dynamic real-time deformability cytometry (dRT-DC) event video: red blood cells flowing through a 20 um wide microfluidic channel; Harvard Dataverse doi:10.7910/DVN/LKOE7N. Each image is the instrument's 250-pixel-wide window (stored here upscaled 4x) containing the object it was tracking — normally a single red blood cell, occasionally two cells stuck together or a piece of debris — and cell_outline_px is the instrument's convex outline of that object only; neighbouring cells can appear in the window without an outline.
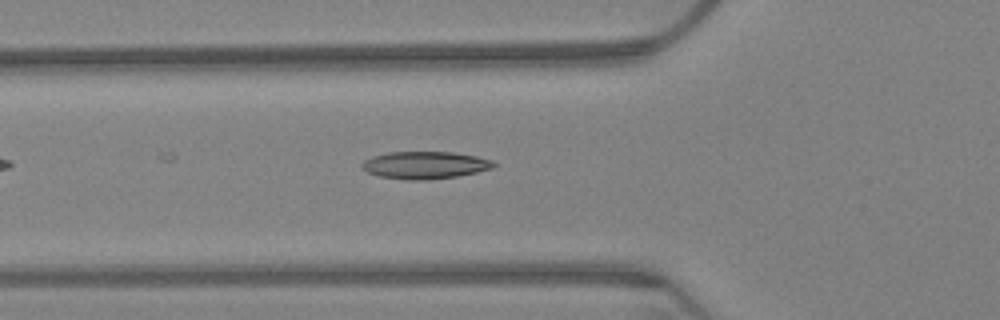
{"species": "Egyptian fruit bat (a non-hibernating species)", "species_latin": "Rousettus aegyptiacus", "temperature_condition": "warm", "stored_images_in_passage": 14, "camera_frame_rate_fps": 3000, "um_per_image_px": 0.085, "animal": {"sex": "female"}, "frame": {"image": 1, "passage_image": 11, "time_ms": 3.333, "image_size_px": [1000, 320], "cell_outline_px": [[496, 164], [492, 168], [476, 172], [456, 176], [424, 180], [408, 180], [380, 176], [368, 172], [360, 164], [364, 160], [372, 156], [388, 152], [452, 152], [476, 156], [492, 160]], "centroid_in_image_um": [36.11, 14.03], "position_along_channel_um": 89.7, "area_um2": 20.81}}
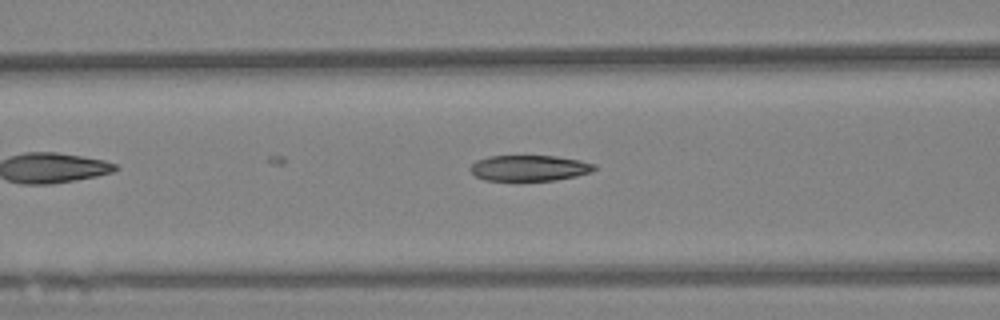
{"frame": {"image": 2, "passage_image": 14, "time_ms": 4.333, "image_size_px": [1000, 320], "cell_outline_px": [[596, 168], [592, 172], [576, 176], [552, 180], [484, 180], [476, 176], [468, 168], [476, 160], [488, 156], [556, 156], [580, 160], [596, 164]], "centroid_in_image_um": [45.0, 14.27], "position_along_channel_um": 121.6, "area_um2": 18.61}}